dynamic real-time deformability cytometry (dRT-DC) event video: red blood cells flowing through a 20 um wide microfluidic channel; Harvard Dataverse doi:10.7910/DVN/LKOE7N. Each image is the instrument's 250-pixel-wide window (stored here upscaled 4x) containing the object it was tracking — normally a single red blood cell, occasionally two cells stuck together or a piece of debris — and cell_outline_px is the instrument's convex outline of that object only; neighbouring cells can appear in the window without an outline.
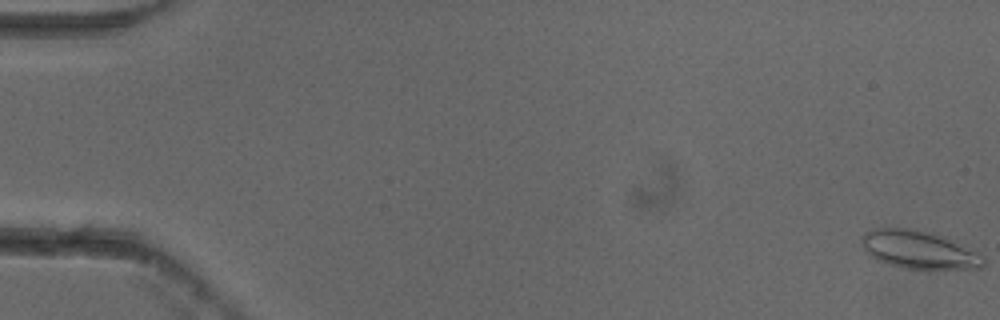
{"species": "common noctule bat (a hibernating species)", "species_latin": "Nyctalus noctula", "temperature_condition": "cold", "stored_images_in_passage": 15, "camera_frame_rate_fps": 3000, "um_per_image_px": 0.085, "animal": {"sex": "female"}, "frame": {"image": 1, "passage_image": 1, "time_ms": 0.0, "image_size_px": [1000, 320], "cell_outline_px": [[984, 264], [980, 268], [928, 272], [904, 268], [888, 264], [876, 260], [864, 248], [860, 240], [860, 236], [864, 232], [872, 228], [884, 224], [916, 228], [932, 232], [956, 240], [984, 256]], "centroid_in_image_um": [78.1, 21.21], "position_along_channel_um": 6.9, "area_um2": 28.9}}